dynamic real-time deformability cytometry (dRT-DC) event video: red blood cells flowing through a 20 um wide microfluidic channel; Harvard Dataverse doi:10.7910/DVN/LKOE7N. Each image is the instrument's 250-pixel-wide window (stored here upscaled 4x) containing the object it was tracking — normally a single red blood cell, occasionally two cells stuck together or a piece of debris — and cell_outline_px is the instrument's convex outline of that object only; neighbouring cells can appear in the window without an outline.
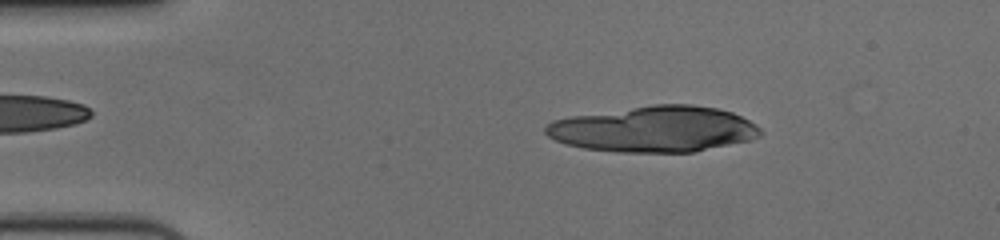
{"species": "human", "species_latin": "Homo sapiens", "temperature_condition": "cold", "stored_images_in_passage": 42, "camera_frame_rate_fps": 3000, "um_per_image_px": 0.085, "donor": {"sex": "female"}, "frame": {"image": 1, "passage_image": 9, "time_ms": 2.667, "image_size_px": [1000, 240], "cell_outline_px": [[764, 132], [760, 136], [748, 140], [692, 152], [616, 152], [584, 148], [564, 144], [548, 136], [544, 132], [544, 128], [552, 120], [568, 116], [652, 104], [692, 104], [716, 108], [732, 112], [756, 124]], "centroid_in_image_um": [55.56, 10.96], "position_along_channel_um": 29.4, "area_um2": 57.63}}